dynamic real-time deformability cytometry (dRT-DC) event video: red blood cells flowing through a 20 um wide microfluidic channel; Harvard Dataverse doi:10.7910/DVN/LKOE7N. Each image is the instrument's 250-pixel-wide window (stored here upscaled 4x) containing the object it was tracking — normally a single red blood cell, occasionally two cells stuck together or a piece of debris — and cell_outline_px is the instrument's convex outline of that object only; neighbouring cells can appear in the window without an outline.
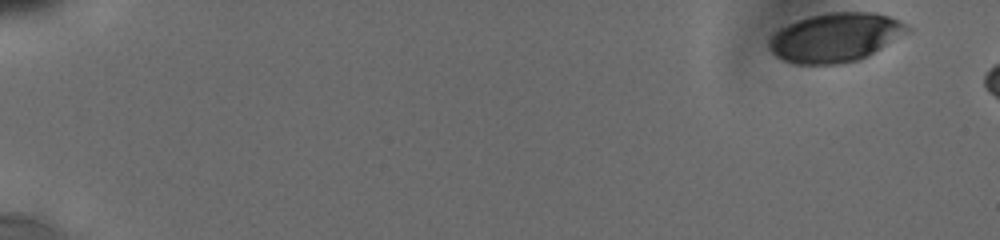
{"species": "human", "species_latin": "Homo sapiens", "temperature_condition": "cold", "stored_images_in_passage": 10, "camera_frame_rate_fps": 3000, "um_per_image_px": 0.085, "donor": {"sex": "male"}, "frame": {"image": 1, "passage_image": 1, "time_ms": 0.0, "image_size_px": [1000, 240], "cell_outline_px": [[912, 28], [908, 32], [868, 56], [856, 60], [840, 64], [796, 64], [784, 60], [776, 56], [772, 52], [768, 44], [768, 40], [780, 28], [796, 20], [808, 16], [828, 12], [876, 12], [900, 20]], "centroid_in_image_um": [71.01, 3.17], "position_along_channel_um": 14.0, "area_um2": 39.48}}